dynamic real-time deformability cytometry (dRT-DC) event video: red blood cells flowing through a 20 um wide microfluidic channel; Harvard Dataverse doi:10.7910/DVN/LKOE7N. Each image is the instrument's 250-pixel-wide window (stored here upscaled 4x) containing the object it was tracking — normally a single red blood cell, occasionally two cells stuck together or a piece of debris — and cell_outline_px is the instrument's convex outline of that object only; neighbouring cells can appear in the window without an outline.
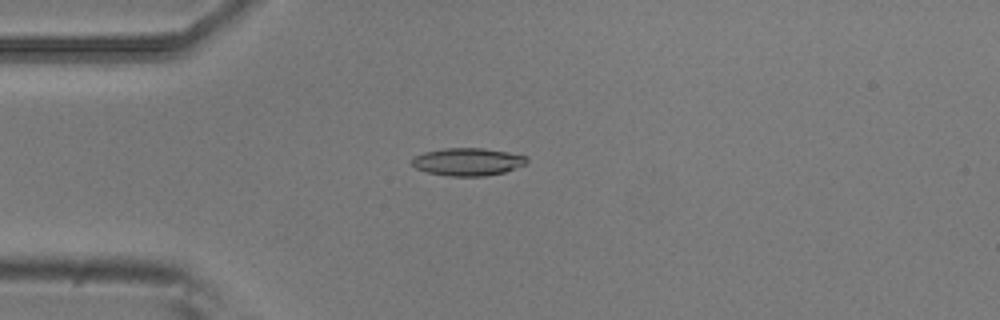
{"species": "common noctule bat (a hibernating species)", "species_latin": "Nyctalus noctula", "temperature_condition": "room temperature", "stored_images_in_passage": 5, "camera_frame_rate_fps": 3000, "um_per_image_px": 0.085, "animal": {"sex": "male", "body_mass_g": 20.5, "forearm_length_mm": 52.5}, "frame": {"image": 1, "passage_image": 2, "time_ms": 0.333, "image_size_px": [1000, 320], "cell_outline_px": [[528, 164], [504, 172], [484, 176], [448, 176], [428, 172], [416, 168], [412, 164], [412, 160], [416, 156], [424, 152], [444, 148], [484, 148], [508, 152], [528, 156]], "centroid_in_image_um": [39.81, 13.75], "position_along_channel_um": 45.2, "area_um2": 18.55}}
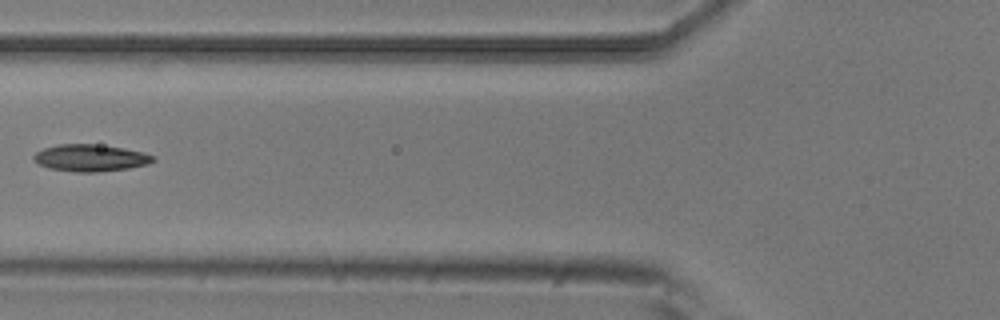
{"frame": {"image": 2, "passage_image": 4, "time_ms": 1.0, "image_size_px": [1000, 320], "cell_outline_px": [[156, 160], [148, 164], [128, 168], [100, 172], [72, 172], [52, 168], [40, 164], [32, 160], [32, 156], [36, 152], [44, 148], [60, 144], [92, 144], [124, 148], [144, 152], [156, 156]], "centroid_in_image_um": [7.72, 13.42], "position_along_channel_um": 118.1, "area_um2": 18.79}}
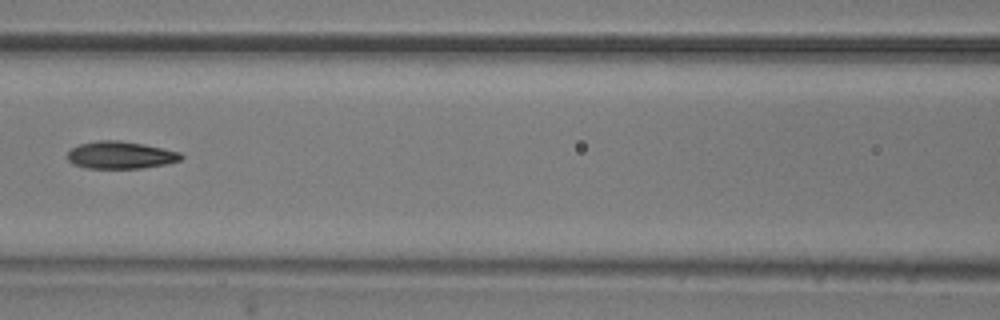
{"frame": {"image": 3, "passage_image": 5, "time_ms": 1.333, "image_size_px": [1000, 320], "cell_outline_px": [[184, 156], [180, 160], [168, 164], [140, 168], [88, 168], [72, 164], [68, 160], [68, 152], [72, 148], [80, 144], [100, 140], [120, 140], [144, 144], [180, 152]], "centroid_in_image_um": [10.26, 13.18], "position_along_channel_um": 156.3, "area_um2": 18.09}}